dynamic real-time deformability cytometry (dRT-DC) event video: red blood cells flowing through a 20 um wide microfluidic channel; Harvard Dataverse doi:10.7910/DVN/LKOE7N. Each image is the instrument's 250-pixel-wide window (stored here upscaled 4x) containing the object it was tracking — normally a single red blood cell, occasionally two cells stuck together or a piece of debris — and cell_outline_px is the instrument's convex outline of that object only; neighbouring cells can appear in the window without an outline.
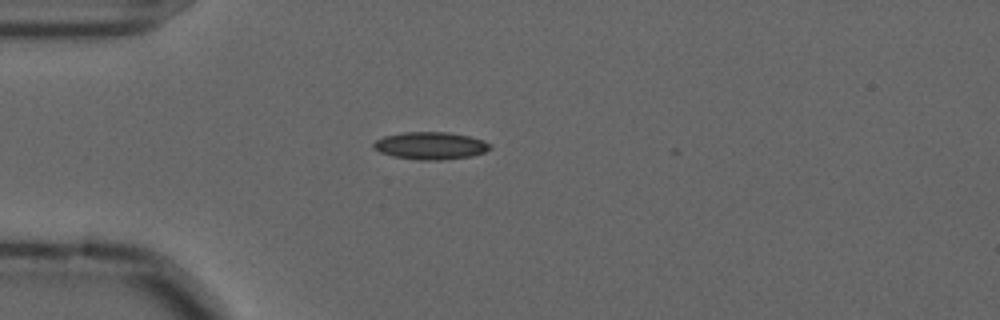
{"species": "common noctule bat (a hibernating species)", "species_latin": "Nyctalus noctula", "temperature_condition": "cold", "stored_images_in_passage": 42, "camera_frame_rate_fps": 3000, "um_per_image_px": 0.085, "animal": {"sex": "male", "forearm_length_mm": 52.5}, "frame": {"image": 1, "passage_image": 1, "time_ms": 0.0, "image_size_px": [1000, 320], "cell_outline_px": [[492, 148], [484, 152], [472, 156], [440, 160], [420, 160], [392, 156], [380, 152], [372, 148], [372, 144], [376, 140], [384, 136], [404, 132], [448, 132], [468, 136], [484, 140]], "centroid_in_image_um": [36.57, 12.38], "position_along_channel_um": 48.4, "area_um2": 18.61}}
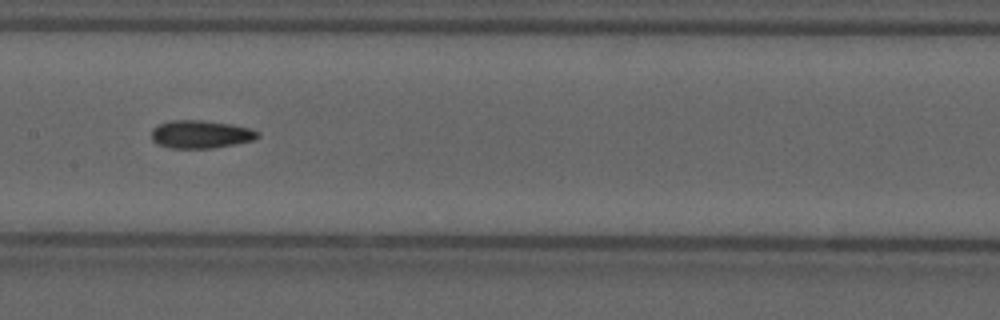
{"frame": {"image": 2, "passage_image": 14, "time_ms": 4.333, "image_size_px": [1000, 320], "cell_outline_px": [[260, 136], [252, 140], [236, 144], [212, 148], [172, 148], [156, 144], [152, 140], [152, 128], [168, 120], [200, 120], [232, 124], [252, 128], [260, 132]], "centroid_in_image_um": [17.07, 11.41], "position_along_channel_um": 190.3, "area_um2": 17.46}}
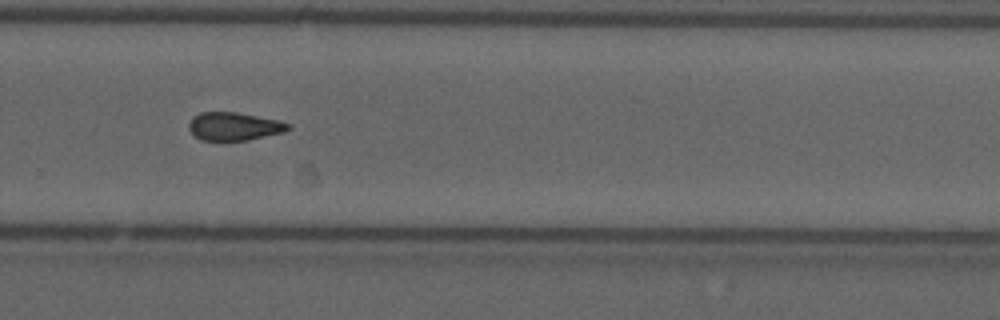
{"frame": {"image": 3, "passage_image": 24, "time_ms": 7.667, "image_size_px": [1000, 320], "cell_outline_px": [[292, 128], [284, 132], [248, 140], [200, 140], [188, 128], [188, 124], [192, 116], [200, 112], [236, 112], [280, 120], [292, 124]], "centroid_in_image_um": [19.92, 10.73], "position_along_channel_um": 309.9, "area_um2": 16.42}, "authors_computed_cell_mechanics": {"area_um2": 16.762, "velocity_mm_per_s": 3.6007, "shape_relaxation_time_tau1_ms": null, "shape_relaxation_time_tau2_ms": 5.4706, "deformation_change_tau1": null, "deformation_change_tau2": 0.1248}}